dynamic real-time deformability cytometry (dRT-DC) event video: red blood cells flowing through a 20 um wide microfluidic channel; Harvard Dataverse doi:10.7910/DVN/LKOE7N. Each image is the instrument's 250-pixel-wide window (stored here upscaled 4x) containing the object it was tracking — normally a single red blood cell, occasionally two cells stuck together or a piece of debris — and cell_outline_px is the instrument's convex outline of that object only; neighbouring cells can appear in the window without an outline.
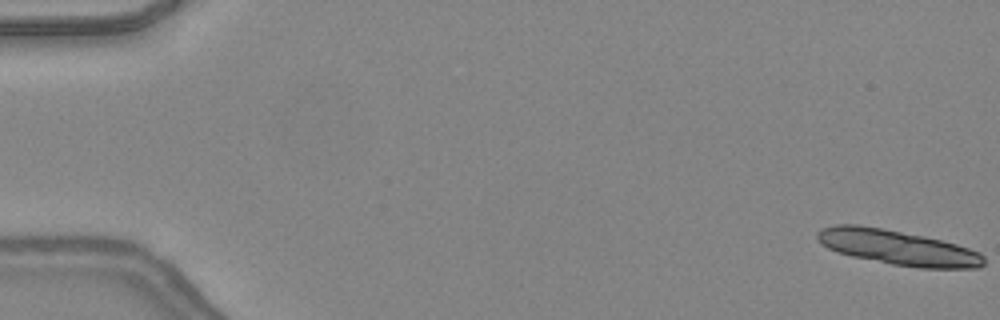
{"species": "common noctule bat (a hibernating species)", "species_latin": "Nyctalus noctula", "temperature_condition": "warm", "stored_images_in_passage": 14, "camera_frame_rate_fps": 3000, "um_per_image_px": 0.085, "animal": {"sex": "female", "body_mass_g": 24.6, "forearm_length_mm": 56.2}, "frame": {"image": 1, "passage_image": 1, "time_ms": 0.0, "image_size_px": [1000, 320], "cell_outline_px": [[984, 264], [980, 268], [920, 268], [892, 264], [852, 256], [836, 252], [828, 248], [816, 236], [816, 232], [820, 228], [836, 224], [856, 224], [880, 228], [924, 236], [956, 244], [980, 252], [984, 256]], "centroid_in_image_um": [76.31, 21.04], "position_along_channel_um": 8.7, "area_um2": 33.7}}